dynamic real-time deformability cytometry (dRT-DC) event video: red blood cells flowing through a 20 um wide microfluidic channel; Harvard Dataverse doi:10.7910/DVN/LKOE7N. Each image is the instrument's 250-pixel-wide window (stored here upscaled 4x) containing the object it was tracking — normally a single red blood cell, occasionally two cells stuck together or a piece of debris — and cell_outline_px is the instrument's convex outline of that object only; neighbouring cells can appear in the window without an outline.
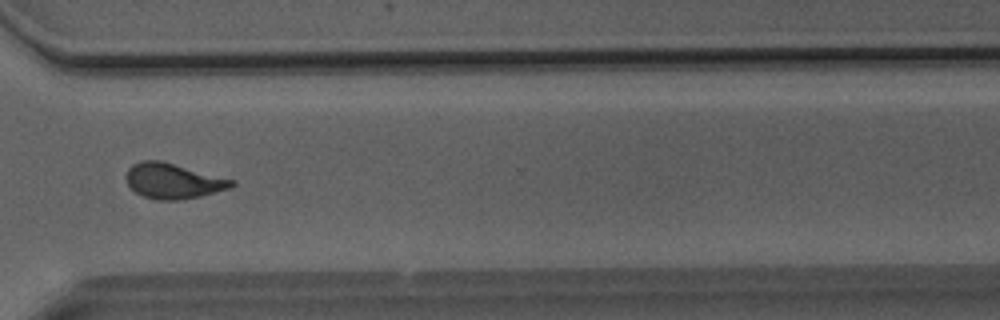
{"species": "Egyptian fruit bat (a non-hibernating species)", "species_latin": "Rousettus aegyptiacus", "temperature_condition": "room temperature", "stored_images_in_passage": 51, "camera_frame_rate_fps": 3000, "um_per_image_px": 0.085, "animal": {"sex": "male"}, "frame": {"image": 1, "passage_image": 38, "time_ms": 12.333, "image_size_px": [1000, 320], "cell_outline_px": [[236, 184], [228, 188], [200, 196], [180, 200], [156, 200], [144, 196], [136, 192], [128, 184], [124, 176], [128, 168], [132, 164], [144, 160], [160, 160], [236, 180]], "centroid_in_image_um": [14.7, 15.37], "position_along_channel_um": 355.9, "area_um2": 21.68}}
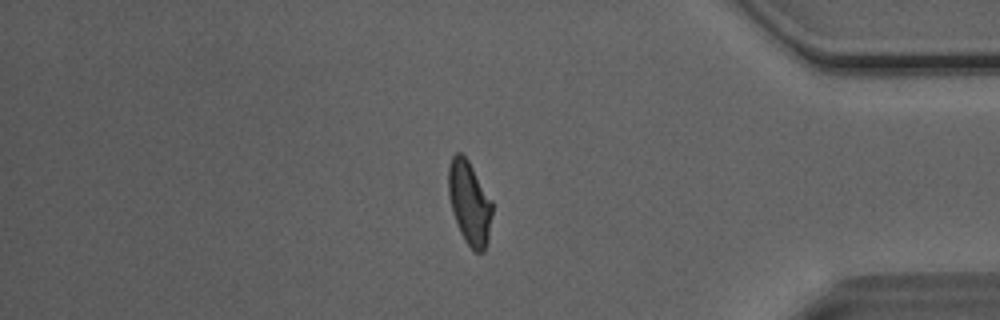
{"frame": {"image": 2, "passage_image": 43, "time_ms": 14.0, "image_size_px": [1000, 320], "cell_outline_px": [[492, 212], [488, 240], [484, 252], [476, 252], [464, 240], [460, 232], [452, 212], [448, 192], [448, 168], [452, 156], [456, 152], [460, 152], [468, 160], [492, 200]], "centroid_in_image_um": [39.9, 17.24], "position_along_channel_um": 395.3, "area_um2": 21.27}}
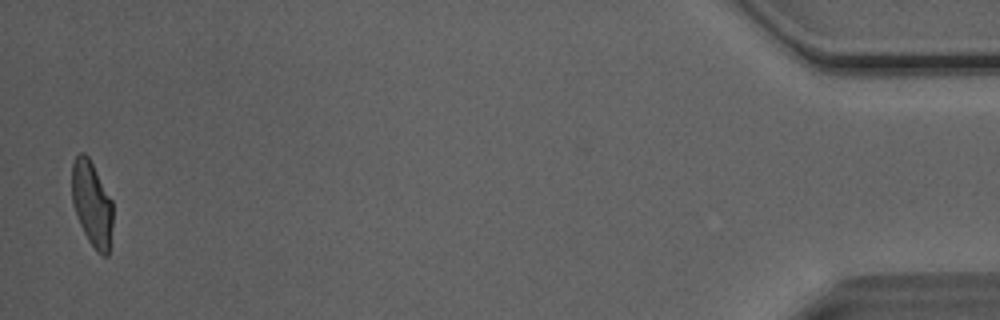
{"frame": {"image": 3, "passage_image": 50, "time_ms": 16.333, "image_size_px": [1000, 320], "cell_outline_px": [[112, 228], [108, 256], [104, 256], [96, 252], [88, 240], [80, 224], [72, 204], [72, 164], [76, 156], [80, 152], [84, 152], [88, 156], [112, 200]], "centroid_in_image_um": [7.81, 17.34], "position_along_channel_um": 427.4, "area_um2": 20.29}, "authors_computed_cell_mechanics": {"area_um2": 21.675, "velocity_mm_per_s": 4.0644, "shape_relaxation_time_tau1_ms": 5.381, "shape_relaxation_time_tau2_ms": 1.3399, "deformation_change_tau1": 0.1652, "deformation_change_tau2": 0.074}}